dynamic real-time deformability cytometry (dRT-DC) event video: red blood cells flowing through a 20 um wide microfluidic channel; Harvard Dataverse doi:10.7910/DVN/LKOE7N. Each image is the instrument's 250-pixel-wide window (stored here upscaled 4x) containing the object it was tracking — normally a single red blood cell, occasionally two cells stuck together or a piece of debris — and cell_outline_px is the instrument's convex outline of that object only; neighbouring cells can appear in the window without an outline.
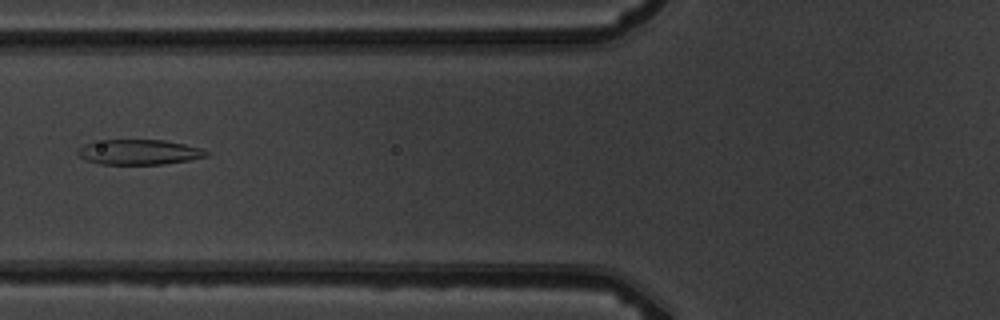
{"species": "common noctule bat (a hibernating species)", "species_latin": "Nyctalus noctula", "temperature_condition": "warm", "stored_images_in_passage": 9, "camera_frame_rate_fps": 3000, "um_per_image_px": 0.085, "animal": {"sex": "male", "body_mass_g": 19.5, "forearm_length_mm": 54.6}, "frame": {"image": 1, "passage_image": 6, "time_ms": 6.667, "image_size_px": [1000, 320], "cell_outline_px": [[208, 156], [188, 160], [164, 164], [100, 164], [84, 160], [76, 152], [84, 144], [92, 140], [164, 140], [184, 144], [200, 148], [208, 152]], "centroid_in_image_um": [11.76, 12.92], "position_along_channel_um": 114.0, "area_um2": 18.84}}
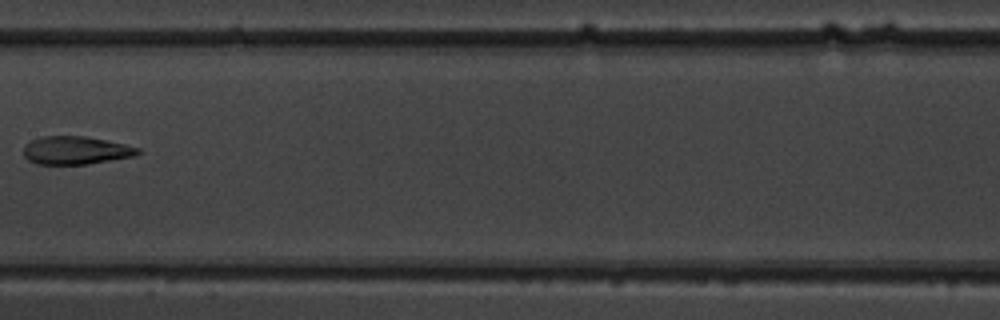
{"frame": {"image": 2, "passage_image": 8, "time_ms": 9.0, "image_size_px": [1000, 320], "cell_outline_px": [[140, 152], [132, 156], [88, 164], [36, 164], [28, 160], [24, 156], [24, 144], [40, 136], [84, 136], [124, 144], [140, 148]], "centroid_in_image_um": [6.38, 12.78], "position_along_channel_um": 201.0, "area_um2": 18.55}}
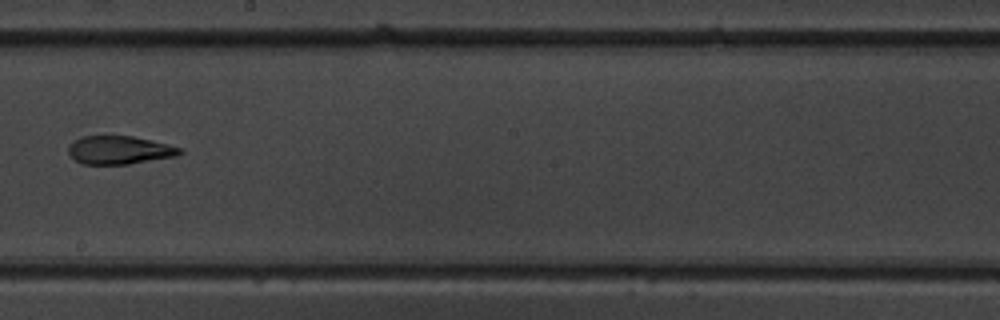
{"frame": {"image": 3, "passage_image": 9, "time_ms": 10.0, "image_size_px": [1000, 320], "cell_outline_px": [[184, 152], [176, 156], [128, 164], [84, 164], [76, 160], [68, 152], [68, 148], [76, 140], [84, 136], [132, 136], [184, 148]], "centroid_in_image_um": [10.2, 12.76], "position_along_channel_um": 238.0, "area_um2": 18.09}}